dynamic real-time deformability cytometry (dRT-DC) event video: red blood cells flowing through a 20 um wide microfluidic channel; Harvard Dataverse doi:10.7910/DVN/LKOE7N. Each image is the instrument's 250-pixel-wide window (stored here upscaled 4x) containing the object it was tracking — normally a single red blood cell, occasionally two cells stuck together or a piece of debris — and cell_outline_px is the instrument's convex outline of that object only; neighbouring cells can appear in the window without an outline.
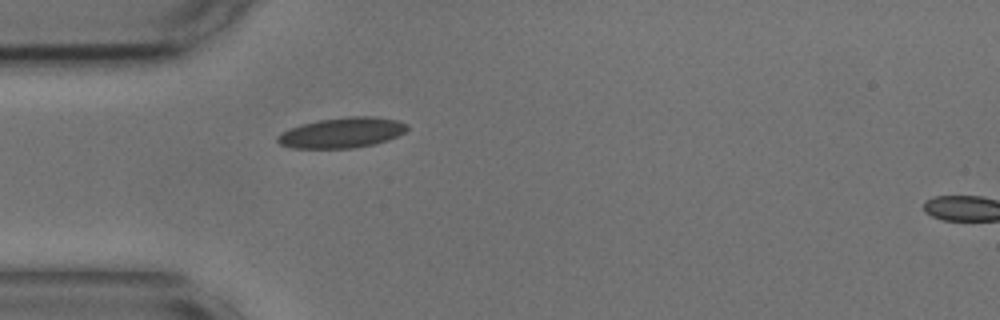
{"species": "common noctule bat (a hibernating species)", "species_latin": "Nyctalus noctula", "temperature_condition": "cold", "stored_images_in_passage": 40, "camera_frame_rate_fps": 3000, "um_per_image_px": 0.085, "animal": {"sex": "male", "body_mass_g": 17.9, "forearm_length_mm": 54.2}, "frame": {"image": 1, "passage_image": 1, "time_ms": 0.0, "image_size_px": [1000, 320], "cell_outline_px": [[408, 128], [404, 132], [388, 140], [376, 144], [352, 148], [292, 148], [280, 144], [276, 140], [276, 136], [280, 132], [300, 124], [320, 120], [348, 116], [376, 116], [396, 120], [408, 124]], "centroid_in_image_um": [29.05, 11.27], "position_along_channel_um": 55.9, "area_um2": 23.06}}
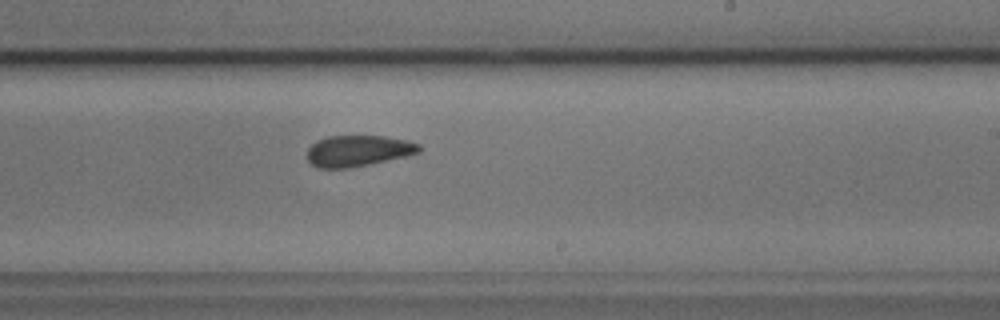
{"frame": {"image": 2, "passage_image": 18, "time_ms": 5.667, "image_size_px": [1000, 320], "cell_outline_px": [[420, 152], [404, 156], [368, 164], [348, 168], [316, 168], [308, 160], [308, 148], [316, 140], [328, 136], [384, 136], [404, 140], [420, 144]], "centroid_in_image_um": [30.39, 12.81], "position_along_channel_um": 258.6, "area_um2": 20.06}}
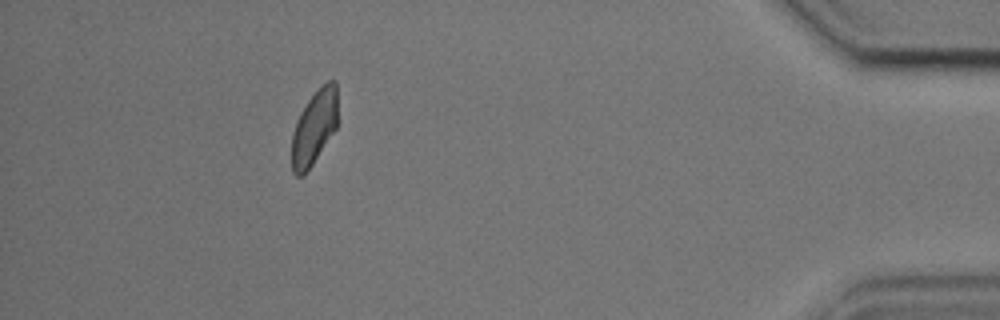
{"frame": {"image": 3, "passage_image": 35, "time_ms": 11.333, "image_size_px": [1000, 320], "cell_outline_px": [[336, 128], [304, 176], [296, 176], [292, 172], [292, 132], [300, 112], [308, 100], [328, 80], [336, 80]], "centroid_in_image_um": [26.68, 10.86], "position_along_channel_um": 408.5, "area_um2": 19.54}, "authors_computed_cell_mechanics": {"area_um2": 21.2704, "velocity_mm_per_s": 3.6426, "shape_relaxation_time_tau1_ms": 2.6235, "shape_relaxation_time_tau2_ms": 3.7662, "deformation_change_tau1": 0.0794, "deformation_change_tau2": 0.0912}}